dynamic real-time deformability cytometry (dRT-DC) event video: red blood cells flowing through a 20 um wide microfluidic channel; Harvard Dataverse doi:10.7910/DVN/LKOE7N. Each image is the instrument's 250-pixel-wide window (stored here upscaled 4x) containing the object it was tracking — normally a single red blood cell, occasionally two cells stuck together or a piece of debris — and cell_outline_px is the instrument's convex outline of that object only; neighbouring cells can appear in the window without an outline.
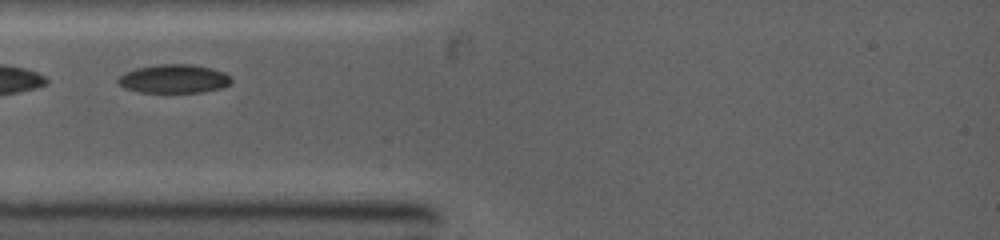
{"species": "common noctule bat (a hibernating species)", "species_latin": "Nyctalus noctula", "temperature_condition": "warm", "stored_images_in_passage": 2, "camera_frame_rate_fps": 5000, "um_per_image_px": 0.085, "animal": {"sex": "female", "body_mass_g": 19.0, "forearm_length_mm": 53.3}, "frame": {"image": 1, "passage_image": 1, "time_ms": 0.0, "image_size_px": [1000, 240], "cell_outline_px": [[232, 84], [220, 88], [200, 92], [140, 92], [124, 88], [116, 80], [124, 72], [136, 68], [160, 64], [192, 64], [212, 68], [224, 72], [232, 80]], "centroid_in_image_um": [14.78, 6.69], "position_along_channel_um": 70.2, "area_um2": 18.9}}